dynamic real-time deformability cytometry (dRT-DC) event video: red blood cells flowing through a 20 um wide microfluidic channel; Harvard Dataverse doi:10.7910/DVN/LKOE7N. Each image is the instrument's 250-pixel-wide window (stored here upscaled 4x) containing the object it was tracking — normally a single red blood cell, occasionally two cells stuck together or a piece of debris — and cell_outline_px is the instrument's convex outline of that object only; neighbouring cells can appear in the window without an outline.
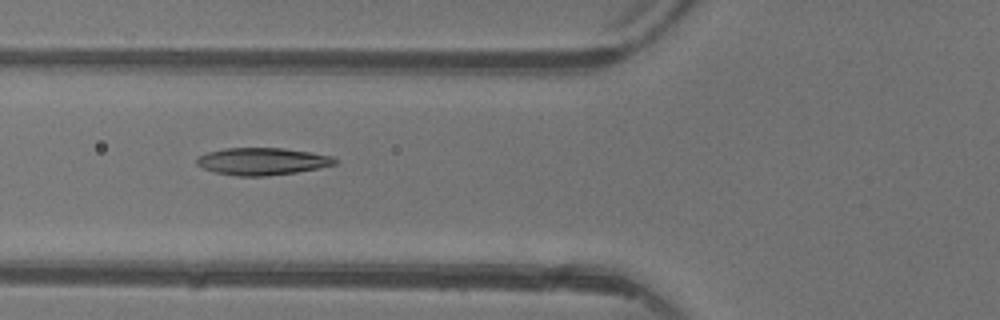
{"species": "common noctule bat (a hibernating species)", "species_latin": "Nyctalus noctula", "temperature_condition": "warm", "stored_images_in_passage": 5, "camera_frame_rate_fps": 3000, "um_per_image_px": 0.085, "animal": {"sex": "female"}, "frame": {"image": 1, "passage_image": 5, "time_ms": 4.667, "image_size_px": [1000, 320], "cell_outline_px": [[336, 164], [320, 168], [296, 172], [268, 176], [236, 176], [216, 172], [204, 168], [196, 164], [196, 160], [200, 156], [208, 152], [224, 148], [284, 148], [332, 156], [336, 160]], "centroid_in_image_um": [22.29, 13.72], "position_along_channel_um": 103.5, "area_um2": 21.79}}